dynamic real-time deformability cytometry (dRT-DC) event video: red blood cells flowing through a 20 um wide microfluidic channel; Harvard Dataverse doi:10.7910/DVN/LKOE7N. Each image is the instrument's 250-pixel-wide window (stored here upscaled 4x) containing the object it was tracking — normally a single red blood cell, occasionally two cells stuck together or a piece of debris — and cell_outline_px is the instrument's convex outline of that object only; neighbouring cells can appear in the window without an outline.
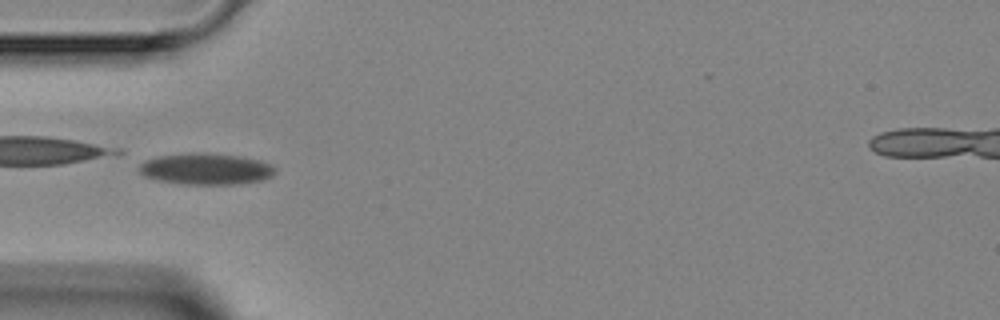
{"species": "Egyptian fruit bat (a non-hibernating species)", "species_latin": "Rousettus aegyptiacus", "temperature_condition": "room temperature", "stored_images_in_passage": 5, "camera_frame_rate_fps": 3000, "um_per_image_px": 0.085, "animal": {"sex": "female"}, "frame": {"image": 1, "passage_image": 4, "time_ms": 4.667, "image_size_px": [1000, 320], "cell_outline_px": [[276, 172], [272, 176], [260, 180], [240, 184], [180, 184], [156, 180], [144, 176], [136, 168], [144, 160], [160, 156], [192, 152], [204, 152], [240, 156], [260, 160], [272, 164], [276, 168]], "centroid_in_image_um": [17.49, 14.35], "position_along_channel_um": 67.5, "area_um2": 25.2}}
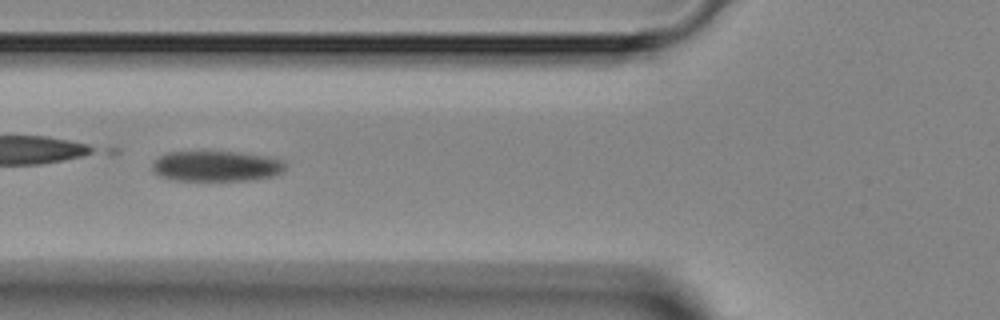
{"frame": {"image": 2, "passage_image": 5, "time_ms": 5.667, "image_size_px": [1000, 320], "cell_outline_px": [[284, 168], [280, 172], [272, 176], [248, 180], [172, 180], [160, 176], [152, 168], [152, 164], [160, 156], [168, 152], [240, 152], [280, 160], [284, 164]], "centroid_in_image_um": [18.32, 14.13], "position_along_channel_um": 107.5, "area_um2": 23.06}}